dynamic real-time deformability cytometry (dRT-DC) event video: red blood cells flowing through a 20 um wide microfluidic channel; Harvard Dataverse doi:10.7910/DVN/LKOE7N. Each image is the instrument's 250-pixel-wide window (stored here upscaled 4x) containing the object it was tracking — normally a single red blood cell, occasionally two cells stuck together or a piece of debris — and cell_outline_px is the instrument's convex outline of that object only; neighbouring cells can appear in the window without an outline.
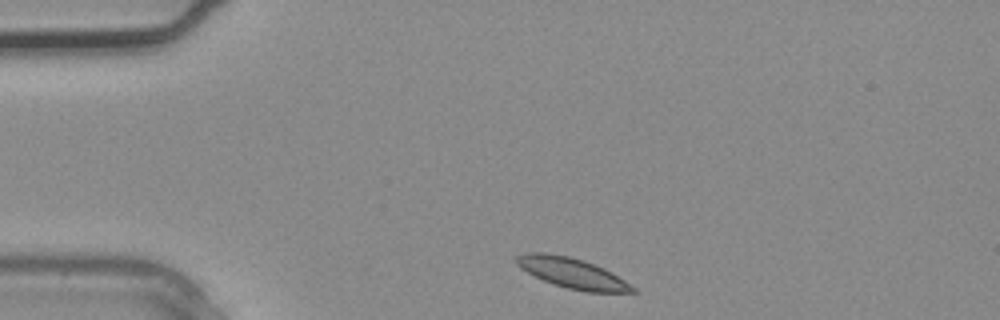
{"species": "common noctule bat (a hibernating species)", "species_latin": "Nyctalus noctula", "temperature_condition": "warm", "stored_images_in_passage": 3, "camera_frame_rate_fps": 3000, "um_per_image_px": 0.085, "animal": {"sex": "male", "body_mass_g": 20.4}, "frame": {"image": 1, "passage_image": 1, "time_ms": 0.0, "image_size_px": [1000, 320], "cell_outline_px": [[640, 292], [584, 292], [552, 284], [520, 268], [516, 264], [516, 256], [528, 252], [548, 252], [568, 256], [584, 260], [604, 268], [624, 280], [636, 288]], "centroid_in_image_um": [48.64, 23.21], "position_along_channel_um": 36.4, "area_um2": 20.52}}